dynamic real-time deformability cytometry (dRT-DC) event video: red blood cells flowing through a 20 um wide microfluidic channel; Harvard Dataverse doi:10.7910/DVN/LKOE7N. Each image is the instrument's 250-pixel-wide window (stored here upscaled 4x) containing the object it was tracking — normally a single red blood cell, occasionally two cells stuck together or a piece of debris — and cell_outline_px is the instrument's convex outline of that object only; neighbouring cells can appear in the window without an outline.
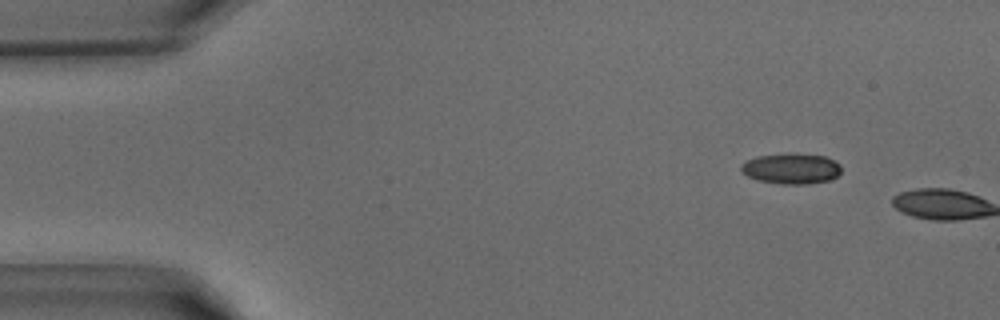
{"species": "common noctule bat (a hibernating species)", "species_latin": "Nyctalus noctula", "temperature_condition": "warm", "stored_images_in_passage": 2, "camera_frame_rate_fps": 3000, "um_per_image_px": 0.085, "animal": {"sex": "male", "body_mass_g": 15.6}, "frame": {"image": 1, "passage_image": 1, "time_ms": 0.0, "image_size_px": [1000, 320], "cell_outline_px": [[840, 172], [836, 176], [828, 180], [808, 184], [780, 184], [756, 180], [748, 176], [740, 168], [740, 164], [756, 156], [824, 156], [836, 160], [840, 164]], "centroid_in_image_um": [67.26, 14.38], "position_along_channel_um": 17.7, "area_um2": 17.11}}